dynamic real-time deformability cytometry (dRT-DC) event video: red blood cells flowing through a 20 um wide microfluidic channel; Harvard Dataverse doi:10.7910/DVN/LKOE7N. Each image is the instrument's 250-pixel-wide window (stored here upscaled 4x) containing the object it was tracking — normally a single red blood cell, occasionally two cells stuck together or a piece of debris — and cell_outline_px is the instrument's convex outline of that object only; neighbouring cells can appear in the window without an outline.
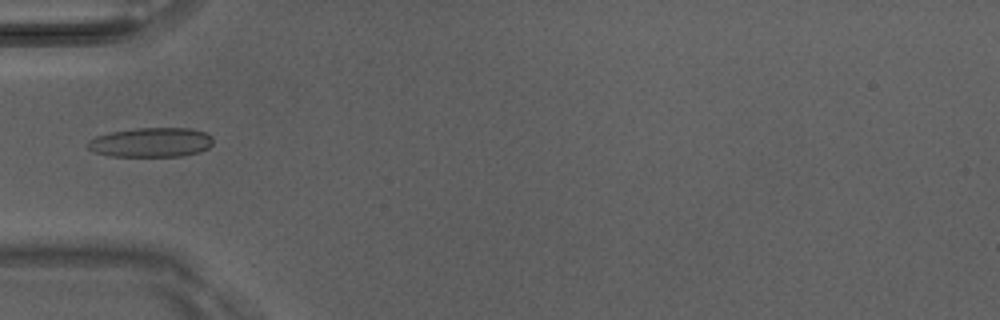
{"species": "Egyptian fruit bat (a non-hibernating species)", "species_latin": "Rousettus aegyptiacus", "temperature_condition": "room temperature", "stored_images_in_passage": 5, "camera_frame_rate_fps": 3000, "um_per_image_px": 0.085, "animal": {"sex": "male"}, "frame": {"image": 1, "passage_image": 5, "time_ms": 1.333, "image_size_px": [1000, 320], "cell_outline_px": [[212, 144], [208, 148], [200, 152], [180, 156], [112, 156], [92, 152], [84, 144], [88, 140], [96, 136], [112, 132], [136, 128], [188, 128], [204, 132], [212, 136]], "centroid_in_image_um": [12.81, 12.1], "position_along_channel_um": 72.2, "area_um2": 21.62}}